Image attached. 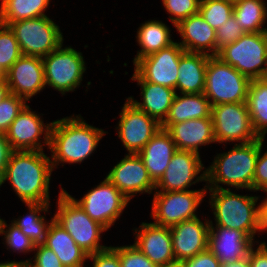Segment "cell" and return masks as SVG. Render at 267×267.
I'll return each mask as SVG.
<instances>
[{"instance_id":"obj_1","label":"cell","mask_w":267,"mask_h":267,"mask_svg":"<svg viewBox=\"0 0 267 267\" xmlns=\"http://www.w3.org/2000/svg\"><path fill=\"white\" fill-rule=\"evenodd\" d=\"M52 171L50 156L44 151H12L0 188L9 181L22 203H51L49 187Z\"/></svg>"},{"instance_id":"obj_2","label":"cell","mask_w":267,"mask_h":267,"mask_svg":"<svg viewBox=\"0 0 267 267\" xmlns=\"http://www.w3.org/2000/svg\"><path fill=\"white\" fill-rule=\"evenodd\" d=\"M105 134L108 132L86 123L80 114L53 120L48 148L53 169L64 163H83L93 155Z\"/></svg>"},{"instance_id":"obj_3","label":"cell","mask_w":267,"mask_h":267,"mask_svg":"<svg viewBox=\"0 0 267 267\" xmlns=\"http://www.w3.org/2000/svg\"><path fill=\"white\" fill-rule=\"evenodd\" d=\"M231 190L227 187L207 189L210 194L208 202L215 219V224L210 220V226L240 230L255 241L256 233L260 235V232H266L262 200L258 203L261 197L236 194Z\"/></svg>"},{"instance_id":"obj_4","label":"cell","mask_w":267,"mask_h":267,"mask_svg":"<svg viewBox=\"0 0 267 267\" xmlns=\"http://www.w3.org/2000/svg\"><path fill=\"white\" fill-rule=\"evenodd\" d=\"M260 149V138L248 143L234 144L227 152L219 153L206 168V188L245 189L253 191V178ZM221 184V185H220Z\"/></svg>"},{"instance_id":"obj_5","label":"cell","mask_w":267,"mask_h":267,"mask_svg":"<svg viewBox=\"0 0 267 267\" xmlns=\"http://www.w3.org/2000/svg\"><path fill=\"white\" fill-rule=\"evenodd\" d=\"M54 220L59 223L74 239L76 244L88 255L106 249L101 245V234L108 231L99 222L91 217L70 196L69 192L61 187L56 202Z\"/></svg>"},{"instance_id":"obj_6","label":"cell","mask_w":267,"mask_h":267,"mask_svg":"<svg viewBox=\"0 0 267 267\" xmlns=\"http://www.w3.org/2000/svg\"><path fill=\"white\" fill-rule=\"evenodd\" d=\"M250 79L217 56L208 58L203 94L212 106L247 102Z\"/></svg>"},{"instance_id":"obj_7","label":"cell","mask_w":267,"mask_h":267,"mask_svg":"<svg viewBox=\"0 0 267 267\" xmlns=\"http://www.w3.org/2000/svg\"><path fill=\"white\" fill-rule=\"evenodd\" d=\"M216 56L250 80L262 79L267 68V32L245 33Z\"/></svg>"},{"instance_id":"obj_8","label":"cell","mask_w":267,"mask_h":267,"mask_svg":"<svg viewBox=\"0 0 267 267\" xmlns=\"http://www.w3.org/2000/svg\"><path fill=\"white\" fill-rule=\"evenodd\" d=\"M63 45L42 59L46 86L65 95L80 87L87 67L82 52Z\"/></svg>"},{"instance_id":"obj_9","label":"cell","mask_w":267,"mask_h":267,"mask_svg":"<svg viewBox=\"0 0 267 267\" xmlns=\"http://www.w3.org/2000/svg\"><path fill=\"white\" fill-rule=\"evenodd\" d=\"M202 189L185 191H154L150 217L155 225L172 227L185 220L198 217L197 208L207 194L206 185Z\"/></svg>"},{"instance_id":"obj_10","label":"cell","mask_w":267,"mask_h":267,"mask_svg":"<svg viewBox=\"0 0 267 267\" xmlns=\"http://www.w3.org/2000/svg\"><path fill=\"white\" fill-rule=\"evenodd\" d=\"M53 20L46 15L8 25L15 34L22 55L43 58L64 43L60 26Z\"/></svg>"},{"instance_id":"obj_11","label":"cell","mask_w":267,"mask_h":267,"mask_svg":"<svg viewBox=\"0 0 267 267\" xmlns=\"http://www.w3.org/2000/svg\"><path fill=\"white\" fill-rule=\"evenodd\" d=\"M214 136L219 144H241L259 139L254 132L246 102L212 106Z\"/></svg>"},{"instance_id":"obj_12","label":"cell","mask_w":267,"mask_h":267,"mask_svg":"<svg viewBox=\"0 0 267 267\" xmlns=\"http://www.w3.org/2000/svg\"><path fill=\"white\" fill-rule=\"evenodd\" d=\"M81 199L70 195L80 207L107 230L121 217L129 200L107 177L89 190Z\"/></svg>"},{"instance_id":"obj_13","label":"cell","mask_w":267,"mask_h":267,"mask_svg":"<svg viewBox=\"0 0 267 267\" xmlns=\"http://www.w3.org/2000/svg\"><path fill=\"white\" fill-rule=\"evenodd\" d=\"M51 125L52 122L44 123L41 114L27 104L5 133L6 139L12 151H44L45 147L48 150Z\"/></svg>"},{"instance_id":"obj_14","label":"cell","mask_w":267,"mask_h":267,"mask_svg":"<svg viewBox=\"0 0 267 267\" xmlns=\"http://www.w3.org/2000/svg\"><path fill=\"white\" fill-rule=\"evenodd\" d=\"M115 127L127 153L138 154L150 139L161 129L153 117L136 108L127 98L119 113Z\"/></svg>"},{"instance_id":"obj_15","label":"cell","mask_w":267,"mask_h":267,"mask_svg":"<svg viewBox=\"0 0 267 267\" xmlns=\"http://www.w3.org/2000/svg\"><path fill=\"white\" fill-rule=\"evenodd\" d=\"M201 173V174H200ZM206 167L200 154L177 150L163 176L155 184V191H185L193 184L206 182Z\"/></svg>"},{"instance_id":"obj_16","label":"cell","mask_w":267,"mask_h":267,"mask_svg":"<svg viewBox=\"0 0 267 267\" xmlns=\"http://www.w3.org/2000/svg\"><path fill=\"white\" fill-rule=\"evenodd\" d=\"M185 50L178 42L139 59L134 71L146 82L166 86L176 90L178 66Z\"/></svg>"},{"instance_id":"obj_17","label":"cell","mask_w":267,"mask_h":267,"mask_svg":"<svg viewBox=\"0 0 267 267\" xmlns=\"http://www.w3.org/2000/svg\"><path fill=\"white\" fill-rule=\"evenodd\" d=\"M106 177L129 201L138 193L152 194L155 191V183L138 154H125V157L110 169Z\"/></svg>"},{"instance_id":"obj_18","label":"cell","mask_w":267,"mask_h":267,"mask_svg":"<svg viewBox=\"0 0 267 267\" xmlns=\"http://www.w3.org/2000/svg\"><path fill=\"white\" fill-rule=\"evenodd\" d=\"M6 81L11 94L30 101L46 88L43 59L22 55L6 72Z\"/></svg>"},{"instance_id":"obj_19","label":"cell","mask_w":267,"mask_h":267,"mask_svg":"<svg viewBox=\"0 0 267 267\" xmlns=\"http://www.w3.org/2000/svg\"><path fill=\"white\" fill-rule=\"evenodd\" d=\"M210 219L199 217L170 227L175 260L185 261L208 249Z\"/></svg>"},{"instance_id":"obj_20","label":"cell","mask_w":267,"mask_h":267,"mask_svg":"<svg viewBox=\"0 0 267 267\" xmlns=\"http://www.w3.org/2000/svg\"><path fill=\"white\" fill-rule=\"evenodd\" d=\"M134 243L157 266L175 261L170 227L142 222L133 229Z\"/></svg>"},{"instance_id":"obj_21","label":"cell","mask_w":267,"mask_h":267,"mask_svg":"<svg viewBox=\"0 0 267 267\" xmlns=\"http://www.w3.org/2000/svg\"><path fill=\"white\" fill-rule=\"evenodd\" d=\"M260 242L242 231L222 226H209L208 249L220 260L228 263L248 257L250 249Z\"/></svg>"},{"instance_id":"obj_22","label":"cell","mask_w":267,"mask_h":267,"mask_svg":"<svg viewBox=\"0 0 267 267\" xmlns=\"http://www.w3.org/2000/svg\"><path fill=\"white\" fill-rule=\"evenodd\" d=\"M175 29L182 38L178 43L185 52L216 56V30L204 20L200 13L180 21Z\"/></svg>"},{"instance_id":"obj_23","label":"cell","mask_w":267,"mask_h":267,"mask_svg":"<svg viewBox=\"0 0 267 267\" xmlns=\"http://www.w3.org/2000/svg\"><path fill=\"white\" fill-rule=\"evenodd\" d=\"M166 131L170 134L177 150L200 154L202 146L216 143L212 118L178 122L169 126Z\"/></svg>"},{"instance_id":"obj_24","label":"cell","mask_w":267,"mask_h":267,"mask_svg":"<svg viewBox=\"0 0 267 267\" xmlns=\"http://www.w3.org/2000/svg\"><path fill=\"white\" fill-rule=\"evenodd\" d=\"M132 81H136L141 86V101L134 100L133 96L127 99L139 110L147 115L155 118L160 124L166 119L169 109L176 96V90L144 81L135 71L131 77Z\"/></svg>"},{"instance_id":"obj_25","label":"cell","mask_w":267,"mask_h":267,"mask_svg":"<svg viewBox=\"0 0 267 267\" xmlns=\"http://www.w3.org/2000/svg\"><path fill=\"white\" fill-rule=\"evenodd\" d=\"M176 151L170 134L161 128L138 153L155 184L163 176Z\"/></svg>"},{"instance_id":"obj_26","label":"cell","mask_w":267,"mask_h":267,"mask_svg":"<svg viewBox=\"0 0 267 267\" xmlns=\"http://www.w3.org/2000/svg\"><path fill=\"white\" fill-rule=\"evenodd\" d=\"M43 245L51 249L65 267L86 266L85 262L88 259V254L76 244L70 234L55 220L49 226Z\"/></svg>"},{"instance_id":"obj_27","label":"cell","mask_w":267,"mask_h":267,"mask_svg":"<svg viewBox=\"0 0 267 267\" xmlns=\"http://www.w3.org/2000/svg\"><path fill=\"white\" fill-rule=\"evenodd\" d=\"M209 57L206 54L191 52H184L181 55L178 66L177 93H203Z\"/></svg>"},{"instance_id":"obj_28","label":"cell","mask_w":267,"mask_h":267,"mask_svg":"<svg viewBox=\"0 0 267 267\" xmlns=\"http://www.w3.org/2000/svg\"><path fill=\"white\" fill-rule=\"evenodd\" d=\"M212 105L203 93L179 94L176 93L166 119L161 123L162 129L172 124L187 120L212 118Z\"/></svg>"},{"instance_id":"obj_29","label":"cell","mask_w":267,"mask_h":267,"mask_svg":"<svg viewBox=\"0 0 267 267\" xmlns=\"http://www.w3.org/2000/svg\"><path fill=\"white\" fill-rule=\"evenodd\" d=\"M161 20H148L137 29L136 41L141 48L133 58V65L141 58L173 44L172 32Z\"/></svg>"},{"instance_id":"obj_30","label":"cell","mask_w":267,"mask_h":267,"mask_svg":"<svg viewBox=\"0 0 267 267\" xmlns=\"http://www.w3.org/2000/svg\"><path fill=\"white\" fill-rule=\"evenodd\" d=\"M27 214L11 220L25 235H27L35 245L43 244L47 236L50 221L46 220L45 213H49L51 203H25ZM44 215H41L43 214Z\"/></svg>"},{"instance_id":"obj_31","label":"cell","mask_w":267,"mask_h":267,"mask_svg":"<svg viewBox=\"0 0 267 267\" xmlns=\"http://www.w3.org/2000/svg\"><path fill=\"white\" fill-rule=\"evenodd\" d=\"M247 105L254 132L259 138L267 134V82L252 79L249 83Z\"/></svg>"},{"instance_id":"obj_32","label":"cell","mask_w":267,"mask_h":267,"mask_svg":"<svg viewBox=\"0 0 267 267\" xmlns=\"http://www.w3.org/2000/svg\"><path fill=\"white\" fill-rule=\"evenodd\" d=\"M233 15L245 33L267 32L265 0H240L233 6Z\"/></svg>"},{"instance_id":"obj_33","label":"cell","mask_w":267,"mask_h":267,"mask_svg":"<svg viewBox=\"0 0 267 267\" xmlns=\"http://www.w3.org/2000/svg\"><path fill=\"white\" fill-rule=\"evenodd\" d=\"M51 0H6L0 5V24L46 16Z\"/></svg>"},{"instance_id":"obj_34","label":"cell","mask_w":267,"mask_h":267,"mask_svg":"<svg viewBox=\"0 0 267 267\" xmlns=\"http://www.w3.org/2000/svg\"><path fill=\"white\" fill-rule=\"evenodd\" d=\"M234 4L225 0H201L199 13L215 30L233 15Z\"/></svg>"},{"instance_id":"obj_35","label":"cell","mask_w":267,"mask_h":267,"mask_svg":"<svg viewBox=\"0 0 267 267\" xmlns=\"http://www.w3.org/2000/svg\"><path fill=\"white\" fill-rule=\"evenodd\" d=\"M0 236L4 237L2 243L5 244L7 250L9 249L13 253L25 255L34 251L35 244L31 239L12 222L8 225L2 218L0 220Z\"/></svg>"},{"instance_id":"obj_36","label":"cell","mask_w":267,"mask_h":267,"mask_svg":"<svg viewBox=\"0 0 267 267\" xmlns=\"http://www.w3.org/2000/svg\"><path fill=\"white\" fill-rule=\"evenodd\" d=\"M21 56L14 32L9 26L0 24V67L7 72Z\"/></svg>"},{"instance_id":"obj_37","label":"cell","mask_w":267,"mask_h":267,"mask_svg":"<svg viewBox=\"0 0 267 267\" xmlns=\"http://www.w3.org/2000/svg\"><path fill=\"white\" fill-rule=\"evenodd\" d=\"M170 22L175 27L180 21L199 13L201 0H161Z\"/></svg>"},{"instance_id":"obj_38","label":"cell","mask_w":267,"mask_h":267,"mask_svg":"<svg viewBox=\"0 0 267 267\" xmlns=\"http://www.w3.org/2000/svg\"><path fill=\"white\" fill-rule=\"evenodd\" d=\"M27 101L15 94H9L0 103V132L6 133L18 114L27 105Z\"/></svg>"},{"instance_id":"obj_39","label":"cell","mask_w":267,"mask_h":267,"mask_svg":"<svg viewBox=\"0 0 267 267\" xmlns=\"http://www.w3.org/2000/svg\"><path fill=\"white\" fill-rule=\"evenodd\" d=\"M112 247L119 254L121 267H158L133 244Z\"/></svg>"},{"instance_id":"obj_40","label":"cell","mask_w":267,"mask_h":267,"mask_svg":"<svg viewBox=\"0 0 267 267\" xmlns=\"http://www.w3.org/2000/svg\"><path fill=\"white\" fill-rule=\"evenodd\" d=\"M244 30L232 15L227 22L216 30V55L224 46L229 45L244 35Z\"/></svg>"},{"instance_id":"obj_41","label":"cell","mask_w":267,"mask_h":267,"mask_svg":"<svg viewBox=\"0 0 267 267\" xmlns=\"http://www.w3.org/2000/svg\"><path fill=\"white\" fill-rule=\"evenodd\" d=\"M32 257L26 260H18L17 263L29 261L35 267H65L57 255L43 244L35 245Z\"/></svg>"},{"instance_id":"obj_42","label":"cell","mask_w":267,"mask_h":267,"mask_svg":"<svg viewBox=\"0 0 267 267\" xmlns=\"http://www.w3.org/2000/svg\"><path fill=\"white\" fill-rule=\"evenodd\" d=\"M264 138H260V149L257 156V162L253 178V191L267 190V151L263 149ZM264 151V153H262Z\"/></svg>"},{"instance_id":"obj_43","label":"cell","mask_w":267,"mask_h":267,"mask_svg":"<svg viewBox=\"0 0 267 267\" xmlns=\"http://www.w3.org/2000/svg\"><path fill=\"white\" fill-rule=\"evenodd\" d=\"M87 260L93 262L91 263L92 267H121L119 254L112 245L102 251L88 255Z\"/></svg>"},{"instance_id":"obj_44","label":"cell","mask_w":267,"mask_h":267,"mask_svg":"<svg viewBox=\"0 0 267 267\" xmlns=\"http://www.w3.org/2000/svg\"><path fill=\"white\" fill-rule=\"evenodd\" d=\"M185 267H221L220 260L209 250L196 254L184 261Z\"/></svg>"},{"instance_id":"obj_45","label":"cell","mask_w":267,"mask_h":267,"mask_svg":"<svg viewBox=\"0 0 267 267\" xmlns=\"http://www.w3.org/2000/svg\"><path fill=\"white\" fill-rule=\"evenodd\" d=\"M255 246H257L255 248ZM250 267H267V244L258 242L254 245L248 255Z\"/></svg>"},{"instance_id":"obj_46","label":"cell","mask_w":267,"mask_h":267,"mask_svg":"<svg viewBox=\"0 0 267 267\" xmlns=\"http://www.w3.org/2000/svg\"><path fill=\"white\" fill-rule=\"evenodd\" d=\"M11 152L12 149L6 139V135L0 132V180L3 176Z\"/></svg>"},{"instance_id":"obj_47","label":"cell","mask_w":267,"mask_h":267,"mask_svg":"<svg viewBox=\"0 0 267 267\" xmlns=\"http://www.w3.org/2000/svg\"><path fill=\"white\" fill-rule=\"evenodd\" d=\"M221 267H250L248 257L228 263H222Z\"/></svg>"},{"instance_id":"obj_48","label":"cell","mask_w":267,"mask_h":267,"mask_svg":"<svg viewBox=\"0 0 267 267\" xmlns=\"http://www.w3.org/2000/svg\"><path fill=\"white\" fill-rule=\"evenodd\" d=\"M10 94L6 78L0 79V103Z\"/></svg>"},{"instance_id":"obj_49","label":"cell","mask_w":267,"mask_h":267,"mask_svg":"<svg viewBox=\"0 0 267 267\" xmlns=\"http://www.w3.org/2000/svg\"><path fill=\"white\" fill-rule=\"evenodd\" d=\"M264 193H267V190ZM262 206H263V219L265 223V230L267 232V196L266 198L263 197Z\"/></svg>"},{"instance_id":"obj_50","label":"cell","mask_w":267,"mask_h":267,"mask_svg":"<svg viewBox=\"0 0 267 267\" xmlns=\"http://www.w3.org/2000/svg\"><path fill=\"white\" fill-rule=\"evenodd\" d=\"M158 267H185L184 261L175 260L164 265H159Z\"/></svg>"},{"instance_id":"obj_51","label":"cell","mask_w":267,"mask_h":267,"mask_svg":"<svg viewBox=\"0 0 267 267\" xmlns=\"http://www.w3.org/2000/svg\"><path fill=\"white\" fill-rule=\"evenodd\" d=\"M0 267H18L16 260L0 262Z\"/></svg>"},{"instance_id":"obj_52","label":"cell","mask_w":267,"mask_h":267,"mask_svg":"<svg viewBox=\"0 0 267 267\" xmlns=\"http://www.w3.org/2000/svg\"><path fill=\"white\" fill-rule=\"evenodd\" d=\"M18 267H35V266H33L29 261H23L21 263H18Z\"/></svg>"},{"instance_id":"obj_53","label":"cell","mask_w":267,"mask_h":267,"mask_svg":"<svg viewBox=\"0 0 267 267\" xmlns=\"http://www.w3.org/2000/svg\"><path fill=\"white\" fill-rule=\"evenodd\" d=\"M6 78V72L0 67V79Z\"/></svg>"},{"instance_id":"obj_54","label":"cell","mask_w":267,"mask_h":267,"mask_svg":"<svg viewBox=\"0 0 267 267\" xmlns=\"http://www.w3.org/2000/svg\"><path fill=\"white\" fill-rule=\"evenodd\" d=\"M262 79L267 82V68H266V71H265Z\"/></svg>"},{"instance_id":"obj_55","label":"cell","mask_w":267,"mask_h":267,"mask_svg":"<svg viewBox=\"0 0 267 267\" xmlns=\"http://www.w3.org/2000/svg\"><path fill=\"white\" fill-rule=\"evenodd\" d=\"M225 1H228V2L235 4V3L239 2L240 0H225Z\"/></svg>"},{"instance_id":"obj_56","label":"cell","mask_w":267,"mask_h":267,"mask_svg":"<svg viewBox=\"0 0 267 267\" xmlns=\"http://www.w3.org/2000/svg\"><path fill=\"white\" fill-rule=\"evenodd\" d=\"M0 5H2L6 0H0Z\"/></svg>"}]
</instances>
